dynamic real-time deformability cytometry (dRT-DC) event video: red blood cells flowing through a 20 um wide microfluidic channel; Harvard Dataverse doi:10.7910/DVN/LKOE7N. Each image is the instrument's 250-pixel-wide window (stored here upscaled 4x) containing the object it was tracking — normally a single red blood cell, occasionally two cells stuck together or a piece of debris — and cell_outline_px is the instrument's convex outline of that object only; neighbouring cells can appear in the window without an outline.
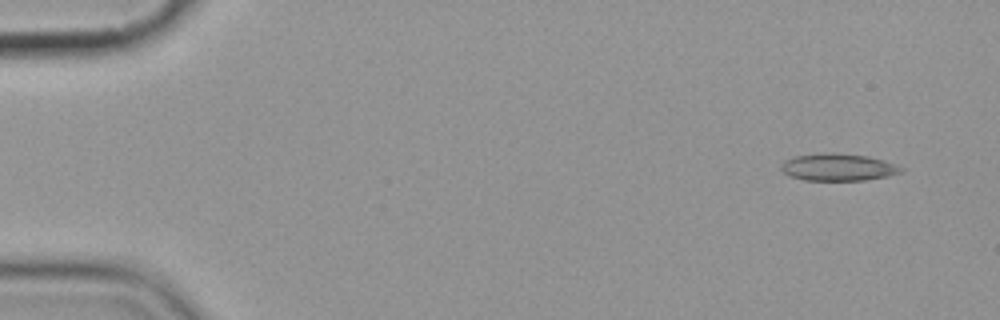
{"species": "common noctule bat (a hibernating species)", "species_latin": "Nyctalus noctula", "temperature_condition": "cold", "stored_images_in_passage": 4, "camera_frame_rate_fps": 3000, "um_per_image_px": 0.085, "animal": {"sex": "female", "body_mass_g": 19.9}, "frame": {"image": 1, "passage_image": 1, "time_ms": 0.0, "image_size_px": [1000, 320], "cell_outline_px": [[904, 168], [900, 172], [888, 176], [864, 180], [804, 180], [788, 176], [780, 168], [780, 164], [784, 160], [792, 156], [820, 152], [832, 152], [868, 156], [884, 160]], "centroid_in_image_um": [71.17, 14.19], "position_along_channel_um": 13.8, "area_um2": 19.25}}
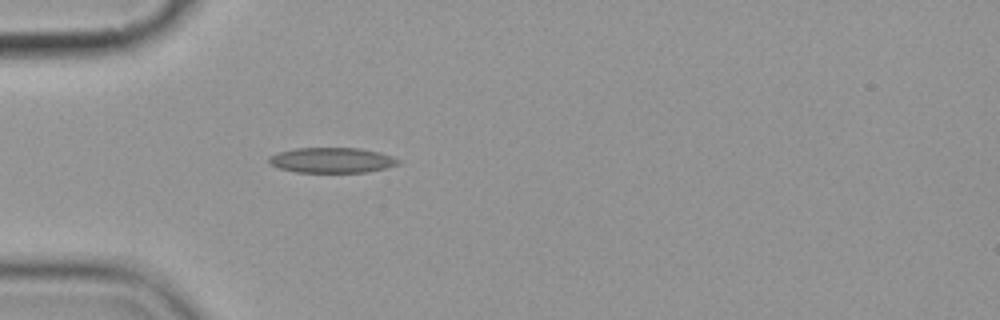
{"frame": {"image": 2, "passage_image": 4, "time_ms": 4.333, "image_size_px": [1000, 320], "cell_outline_px": [[400, 164], [384, 168], [364, 172], [296, 172], [280, 168], [268, 164], [268, 156], [280, 152], [296, 148], [360, 148], [380, 152], [392, 156], [400, 160]], "centroid_in_image_um": [28.2, 13.61], "position_along_channel_um": 56.8, "area_um2": 19.02}}